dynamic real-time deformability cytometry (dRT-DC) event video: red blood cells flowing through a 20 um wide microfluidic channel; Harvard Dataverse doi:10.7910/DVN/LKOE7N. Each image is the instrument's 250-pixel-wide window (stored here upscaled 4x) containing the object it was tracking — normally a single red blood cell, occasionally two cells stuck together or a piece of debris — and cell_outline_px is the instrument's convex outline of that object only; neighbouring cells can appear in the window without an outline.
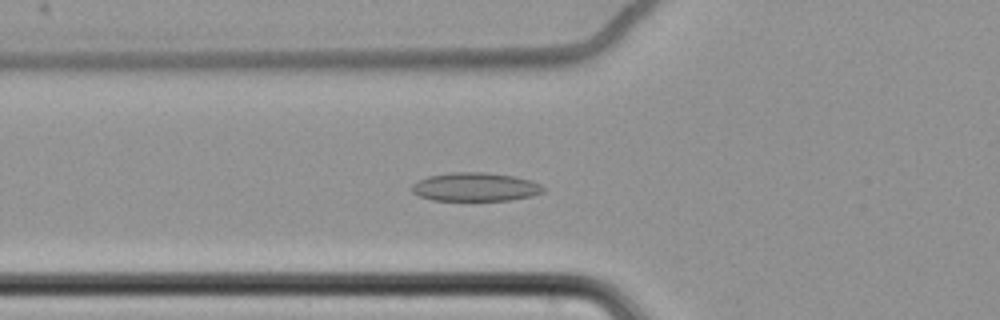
{"species": "common noctule bat (a hibernating species)", "species_latin": "Nyctalus noctula", "temperature_condition": "cold", "stored_images_in_passage": 58, "camera_frame_rate_fps": 3000, "um_per_image_px": 0.085, "animal": {"sex": "female", "body_mass_g": 22.7, "forearm_length_mm": 54.2}, "frame": {"image": 1, "passage_image": 23, "time_ms": 7.333, "image_size_px": [1000, 320], "cell_outline_px": [[544, 192], [532, 196], [512, 200], [432, 200], [420, 196], [412, 192], [412, 184], [428, 176], [452, 172], [484, 172], [512, 176], [532, 180], [540, 184], [544, 188]], "centroid_in_image_um": [40.42, 15.89], "position_along_channel_um": 85.4, "area_um2": 21.85}}
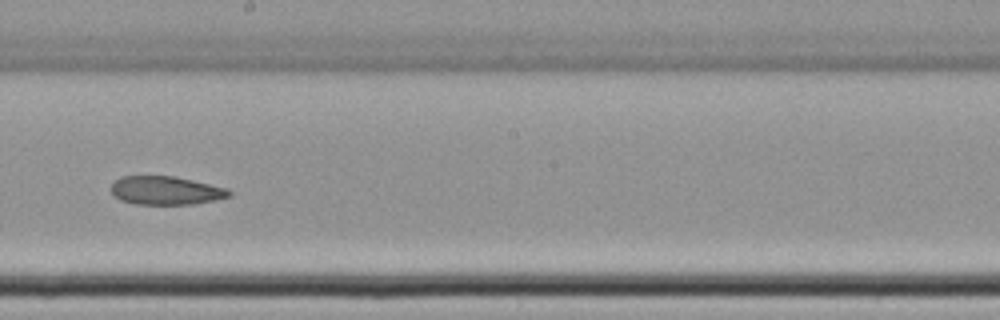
{"frame": {"image": 2, "passage_image": 36, "time_ms": 11.667, "image_size_px": [1000, 320], "cell_outline_px": [[232, 196], [216, 200], [192, 204], [136, 204], [120, 200], [112, 192], [112, 184], [120, 176], [176, 176], [228, 188], [232, 192]], "centroid_in_image_um": [14.15, 16.19], "position_along_channel_um": 234.1, "area_um2": 19.65}}
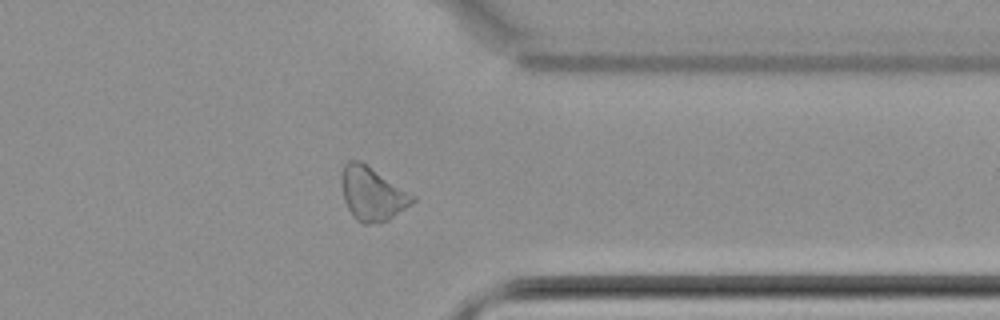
{"frame": {"image": 3, "passage_image": 49, "time_ms": 16.0, "image_size_px": [1000, 320], "cell_outline_px": [[416, 200], [412, 204], [388, 220], [368, 224], [364, 224], [356, 220], [352, 216], [344, 200], [340, 180], [340, 176], [344, 164], [348, 160], [360, 160], [416, 196]], "centroid_in_image_um": [31.62, 16.46], "position_along_channel_um": 379.8, "area_um2": 22.31}}